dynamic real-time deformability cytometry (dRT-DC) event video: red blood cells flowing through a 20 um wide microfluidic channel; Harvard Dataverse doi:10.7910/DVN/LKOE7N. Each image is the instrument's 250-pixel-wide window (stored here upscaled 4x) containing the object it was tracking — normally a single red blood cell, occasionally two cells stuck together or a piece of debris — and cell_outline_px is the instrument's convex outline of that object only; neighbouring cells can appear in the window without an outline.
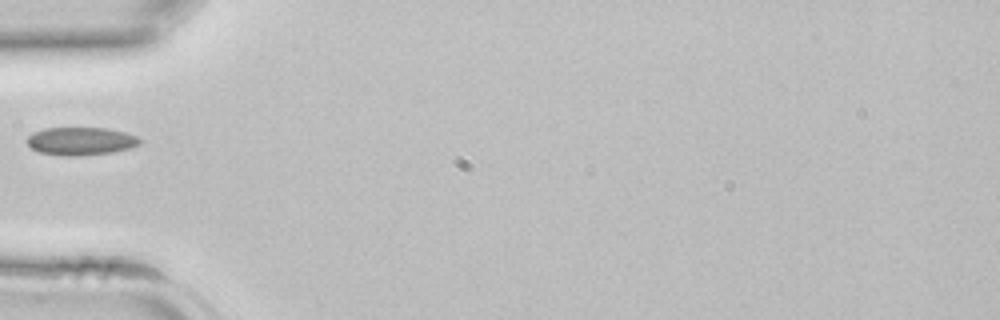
{"species": "common noctule bat (a hibernating species)", "species_latin": "Nyctalus noctula", "temperature_condition": "room temperature", "stored_images_in_passage": 29, "camera_frame_rate_fps": 3000, "um_per_image_px": 0.085, "animal": {"sex": "female", "body_mass_g": 22.7, "forearm_length_mm": 54.2}, "frame": {"image": 1, "passage_image": 1, "time_ms": 0.0, "image_size_px": [1000, 320], "cell_outline_px": [[144, 140], [140, 144], [128, 148], [112, 152], [68, 156], [40, 152], [32, 148], [24, 140], [32, 132], [44, 128], [108, 128], [124, 132], [136, 136]], "centroid_in_image_um": [6.85, 11.98], "position_along_channel_um": 78.1, "area_um2": 18.26}}
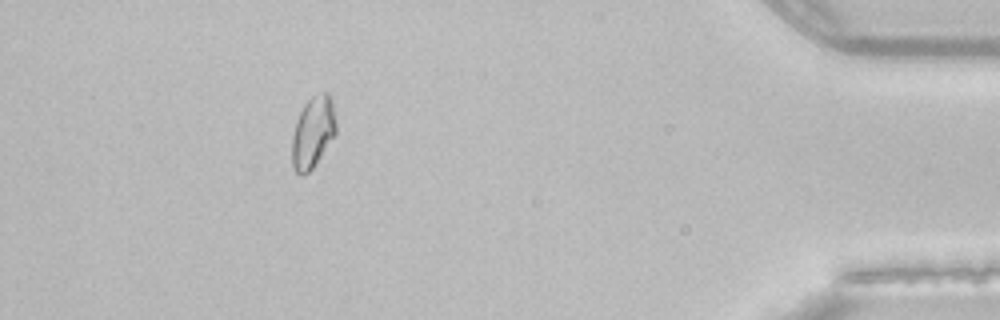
{"frame": {"image": 2, "passage_image": 25, "time_ms": 8.0, "image_size_px": [1000, 320], "cell_outline_px": [[336, 132], [316, 164], [308, 172], [300, 176], [292, 168], [292, 136], [296, 120], [304, 104], [312, 96], [324, 92], [328, 92], [332, 96], [336, 120]], "centroid_in_image_um": [26.6, 11.23], "position_along_channel_um": 408.6, "area_um2": 18.5}}